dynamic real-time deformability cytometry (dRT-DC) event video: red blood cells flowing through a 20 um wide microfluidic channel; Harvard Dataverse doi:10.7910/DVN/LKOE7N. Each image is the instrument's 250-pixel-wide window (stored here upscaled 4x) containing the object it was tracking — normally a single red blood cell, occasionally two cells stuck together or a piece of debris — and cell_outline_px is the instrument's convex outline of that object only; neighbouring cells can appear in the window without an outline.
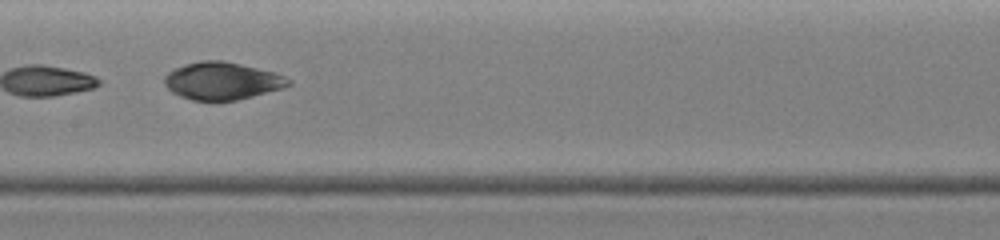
{"species": "common noctule bat (a hibernating species)", "species_latin": "Nyctalus noctula", "temperature_condition": "warm", "stored_images_in_passage": 31, "camera_frame_rate_fps": 3000, "um_per_image_px": 0.085, "animal": {"sex": "female", "body_mass_g": 19.0, "forearm_length_mm": 51.5}, "frame": {"image": 1, "passage_image": 19, "time_ms": 6.333, "image_size_px": [1000, 240], "cell_outline_px": [[292, 84], [280, 88], [252, 96], [236, 100], [192, 100], [180, 96], [172, 92], [164, 84], [164, 76], [168, 72], [184, 64], [200, 60], [220, 60], [240, 64], [276, 72], [292, 80]], "centroid_in_image_um": [18.86, 6.86], "position_along_channel_um": 188.5, "area_um2": 26.93}}